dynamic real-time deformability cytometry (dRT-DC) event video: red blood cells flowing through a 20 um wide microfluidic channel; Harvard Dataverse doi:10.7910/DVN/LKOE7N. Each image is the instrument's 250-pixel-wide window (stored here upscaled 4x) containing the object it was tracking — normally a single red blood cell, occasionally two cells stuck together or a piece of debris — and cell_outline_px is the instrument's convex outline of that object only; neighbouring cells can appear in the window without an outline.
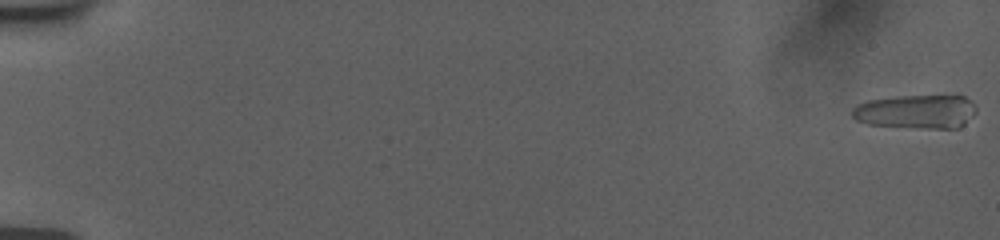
{"species": "human", "species_latin": "Homo sapiens", "temperature_condition": "room temperature", "stored_images_in_passage": 22, "camera_frame_rate_fps": 3000, "um_per_image_px": 0.085, "donor": {"sex": "female"}, "frame": {"image": 1, "passage_image": 1, "time_ms": 0.0, "image_size_px": [1000, 240], "cell_outline_px": [[976, 112], [960, 128], [920, 128], [868, 124], [856, 120], [852, 116], [852, 108], [856, 104], [868, 100], [896, 96], [956, 92], [964, 96], [976, 108]], "centroid_in_image_um": [77.92, 9.43], "position_along_channel_um": 7.1, "area_um2": 25.43}}
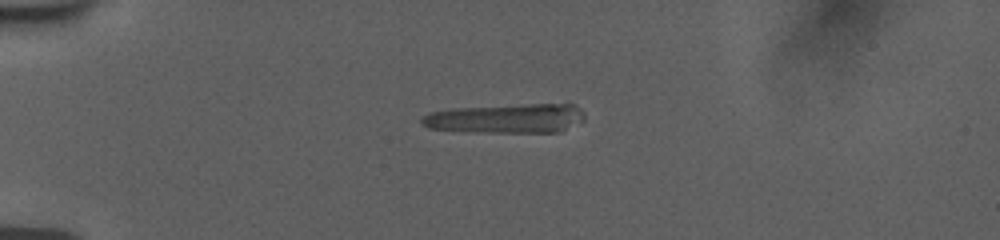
{"frame": {"image": 2, "passage_image": 16, "time_ms": 5.0, "image_size_px": [1000, 240], "cell_outline_px": [[584, 120], [560, 132], [488, 132], [428, 128], [420, 124], [420, 120], [428, 112], [452, 108], [524, 104], [576, 104], [584, 112]], "centroid_in_image_um": [43.05, 10.05], "position_along_channel_um": 41.9, "area_um2": 27.92}}